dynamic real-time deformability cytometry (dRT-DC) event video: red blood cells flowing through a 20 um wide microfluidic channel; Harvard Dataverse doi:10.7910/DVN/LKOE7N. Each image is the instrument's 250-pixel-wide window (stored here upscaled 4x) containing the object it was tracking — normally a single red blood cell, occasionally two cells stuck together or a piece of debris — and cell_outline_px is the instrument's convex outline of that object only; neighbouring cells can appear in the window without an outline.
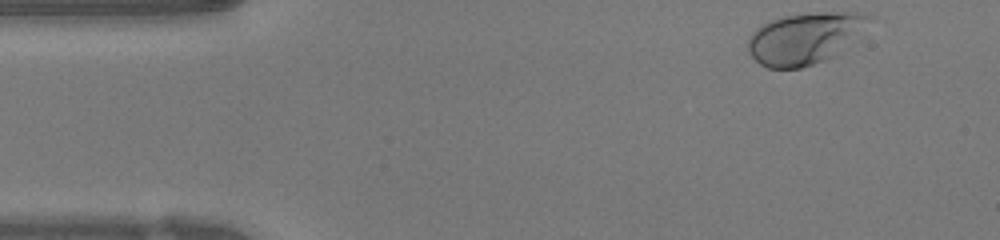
{"species": "human", "species_latin": "Homo sapiens", "temperature_condition": "warm", "stored_images_in_passage": 10, "camera_frame_rate_fps": 3000, "um_per_image_px": 0.085, "donor": {"sex": "female"}, "frame": {"image": 1, "passage_image": 1, "time_ms": 0.0, "image_size_px": [1000, 240], "cell_outline_px": [[868, 16], [824, 60], [800, 68], [768, 68], [760, 64], [748, 52], [748, 40], [752, 32], [756, 28], [772, 20], [784, 16], [816, 12], [856, 12]], "centroid_in_image_um": [68.12, 3.25], "position_along_channel_um": 16.9, "area_um2": 33.58}}